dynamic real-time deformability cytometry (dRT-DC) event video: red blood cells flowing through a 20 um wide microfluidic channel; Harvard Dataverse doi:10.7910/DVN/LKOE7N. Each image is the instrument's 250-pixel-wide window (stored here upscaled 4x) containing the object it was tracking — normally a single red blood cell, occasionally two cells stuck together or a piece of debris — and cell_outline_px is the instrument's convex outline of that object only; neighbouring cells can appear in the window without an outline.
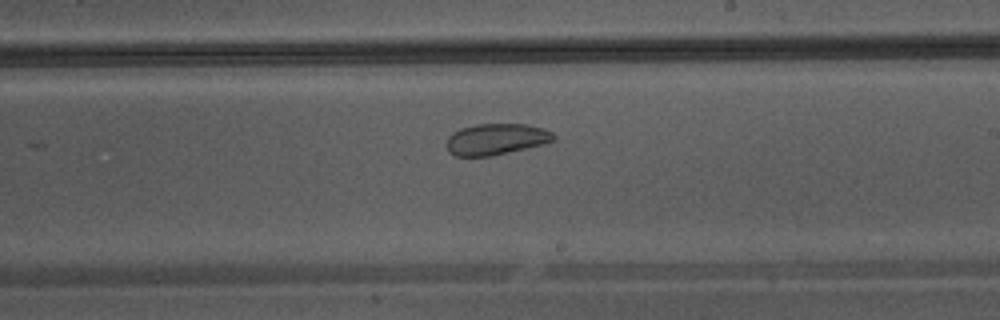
{"species": "Egyptian fruit bat (a non-hibernating species)", "species_latin": "Rousettus aegyptiacus", "temperature_condition": "warm", "stored_images_in_passage": 26, "camera_frame_rate_fps": 3000, "um_per_image_px": 0.085, "animal": {"sex": "male"}, "frame": {"image": 1, "passage_image": 15, "time_ms": 4.667, "image_size_px": [1000, 320], "cell_outline_px": [[556, 140], [544, 144], [488, 156], [456, 156], [448, 152], [448, 136], [452, 132], [460, 128], [476, 124], [528, 124], [544, 128], [552, 132], [556, 136]], "centroid_in_image_um": [42.19, 11.81], "position_along_channel_um": 246.8, "area_um2": 19.48}}